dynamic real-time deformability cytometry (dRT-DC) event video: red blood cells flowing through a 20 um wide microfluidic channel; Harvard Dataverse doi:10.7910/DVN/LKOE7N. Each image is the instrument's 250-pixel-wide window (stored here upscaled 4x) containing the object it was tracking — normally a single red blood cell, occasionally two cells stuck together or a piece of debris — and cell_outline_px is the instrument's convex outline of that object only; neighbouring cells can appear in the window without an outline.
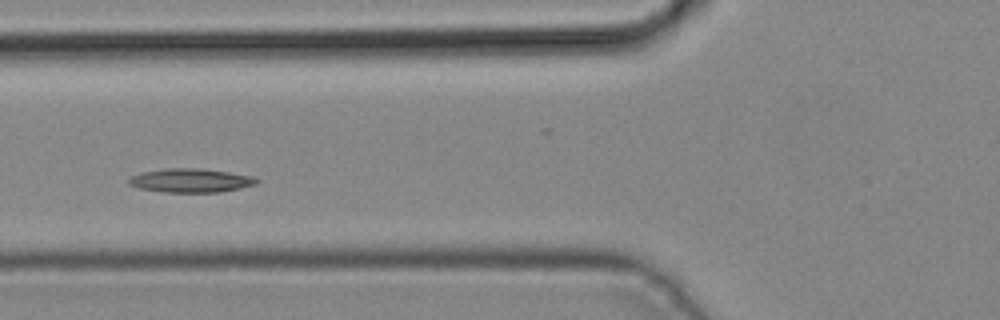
{"species": "common noctule bat (a hibernating species)", "species_latin": "Nyctalus noctula", "temperature_condition": "cold", "stored_images_in_passage": 4, "camera_frame_rate_fps": 3000, "um_per_image_px": 0.085, "animal": {"sex": "male", "body_mass_g": 19.2, "forearm_length_mm": 51.8}, "frame": {"image": 1, "passage_image": 4, "time_ms": 1.0, "image_size_px": [1000, 320], "cell_outline_px": [[260, 180], [256, 184], [240, 188], [220, 192], [164, 192], [140, 188], [128, 184], [128, 180], [132, 176], [140, 172], [164, 168], [200, 168], [228, 172], [252, 176]], "centroid_in_image_um": [16.2, 15.33], "position_along_channel_um": 109.6, "area_um2": 17.74}}